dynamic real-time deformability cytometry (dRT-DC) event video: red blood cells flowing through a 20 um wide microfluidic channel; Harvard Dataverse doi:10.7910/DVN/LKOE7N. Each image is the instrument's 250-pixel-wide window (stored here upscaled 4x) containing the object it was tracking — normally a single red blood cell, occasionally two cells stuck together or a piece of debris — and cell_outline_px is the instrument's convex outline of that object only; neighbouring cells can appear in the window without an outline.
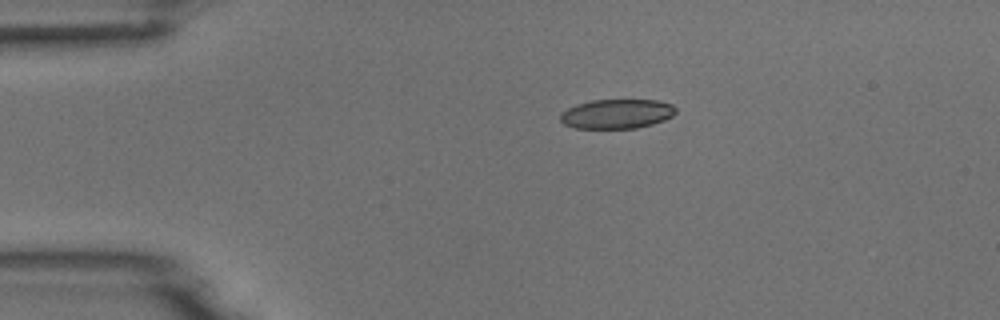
{"species": "common noctule bat (a hibernating species)", "species_latin": "Nyctalus noctula", "temperature_condition": "room temperature", "stored_images_in_passage": 4, "camera_frame_rate_fps": 3000, "um_per_image_px": 0.085, "animal": {"sex": "male", "body_mass_g": 18.8}, "frame": {"image": 1, "passage_image": 1, "time_ms": 0.0, "image_size_px": [1000, 320], "cell_outline_px": [[676, 112], [672, 116], [664, 120], [652, 124], [636, 128], [576, 128], [564, 124], [560, 120], [560, 112], [576, 104], [592, 100], [660, 100], [672, 104], [676, 108]], "centroid_in_image_um": [52.43, 9.67], "position_along_channel_um": 32.6, "area_um2": 19.88}}
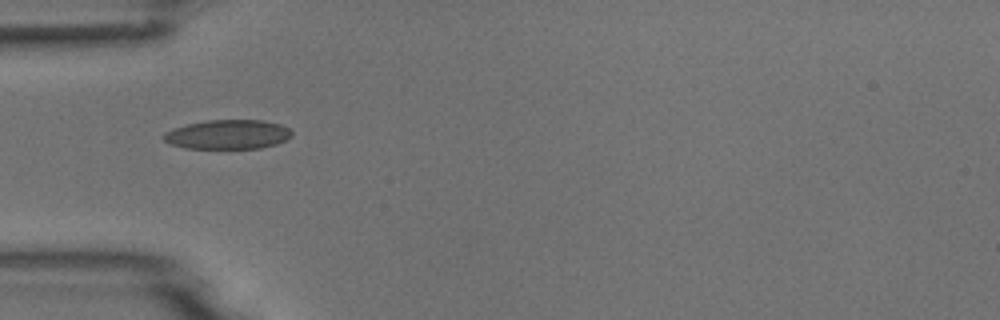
{"frame": {"image": 2, "passage_image": 2, "time_ms": 2.0, "image_size_px": [1000, 320], "cell_outline_px": [[292, 136], [288, 140], [276, 144], [260, 148], [184, 148], [172, 144], [164, 140], [164, 132], [172, 128], [188, 124], [208, 120], [264, 120], [280, 124], [288, 128], [292, 132]], "centroid_in_image_um": [19.39, 11.42], "position_along_channel_um": 65.6, "area_um2": 21.91}}
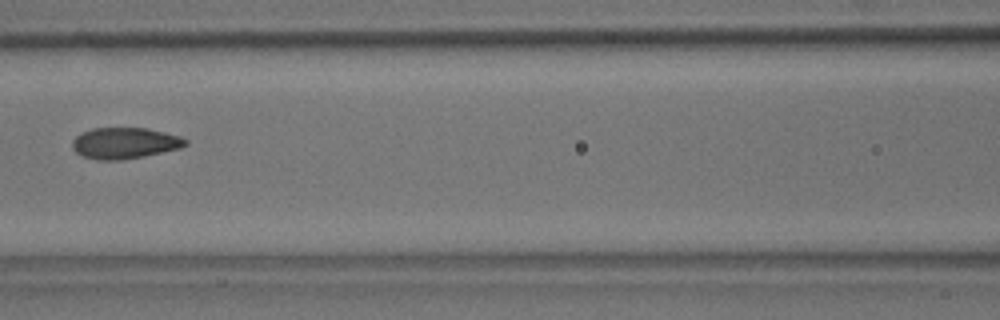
{"frame": {"image": 3, "passage_image": 4, "time_ms": 4.333, "image_size_px": [1000, 320], "cell_outline_px": [[188, 144], [180, 148], [144, 156], [120, 160], [96, 160], [84, 156], [76, 152], [72, 148], [72, 140], [76, 136], [92, 128], [148, 128], [180, 136], [188, 140]], "centroid_in_image_um": [10.61, 12.16], "position_along_channel_um": 156.0, "area_um2": 20.52}}